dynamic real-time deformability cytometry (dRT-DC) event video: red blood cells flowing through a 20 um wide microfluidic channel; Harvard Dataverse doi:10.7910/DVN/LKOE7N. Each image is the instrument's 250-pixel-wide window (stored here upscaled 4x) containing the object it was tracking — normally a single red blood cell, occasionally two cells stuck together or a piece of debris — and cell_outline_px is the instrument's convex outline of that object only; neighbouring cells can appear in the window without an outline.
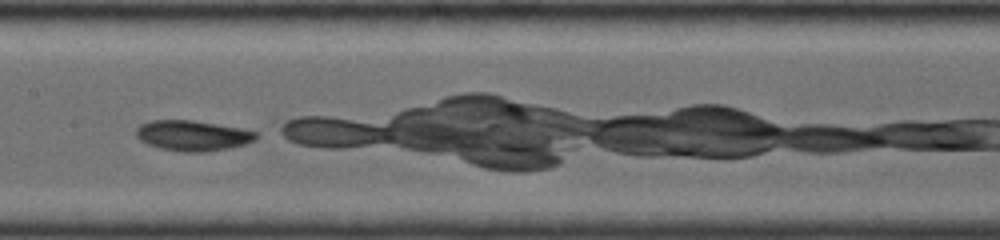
{"species": "common noctule bat (a hibernating species)", "species_latin": "Nyctalus noctula", "temperature_condition": "room temperature", "stored_images_in_passage": 6, "camera_frame_rate_fps": 4000, "um_per_image_px": 0.085, "animal": {"sex": "female", "body_mass_g": 19.0, "forearm_length_mm": 56.7}, "frame": {"image": 1, "passage_image": 5, "time_ms": 3.75, "image_size_px": [1000, 240], "cell_outline_px": [[256, 140], [244, 144], [228, 148], [204, 152], [184, 152], [160, 148], [148, 144], [140, 140], [136, 136], [136, 128], [140, 124], [152, 120], [192, 120], [240, 128], [256, 132]], "centroid_in_image_um": [16.34, 11.52], "position_along_channel_um": 191.1, "area_um2": 21.1}}
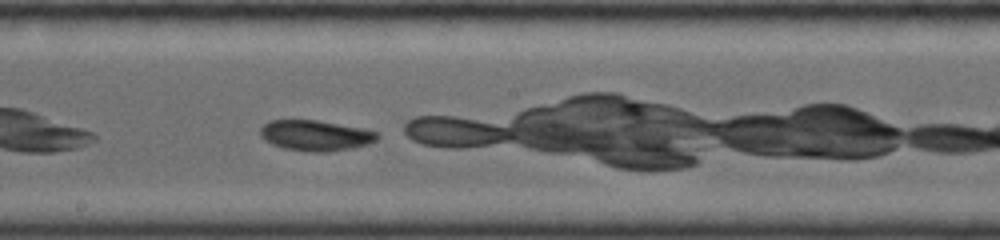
{"frame": {"image": 2, "passage_image": 6, "time_ms": 4.5, "image_size_px": [1000, 240], "cell_outline_px": [[380, 136], [376, 140], [368, 144], [352, 148], [328, 152], [312, 152], [284, 148], [272, 144], [264, 140], [260, 136], [260, 128], [268, 120], [316, 120], [364, 128], [380, 132]], "centroid_in_image_um": [26.84, 11.51], "position_along_channel_um": 221.4, "area_um2": 21.04}}